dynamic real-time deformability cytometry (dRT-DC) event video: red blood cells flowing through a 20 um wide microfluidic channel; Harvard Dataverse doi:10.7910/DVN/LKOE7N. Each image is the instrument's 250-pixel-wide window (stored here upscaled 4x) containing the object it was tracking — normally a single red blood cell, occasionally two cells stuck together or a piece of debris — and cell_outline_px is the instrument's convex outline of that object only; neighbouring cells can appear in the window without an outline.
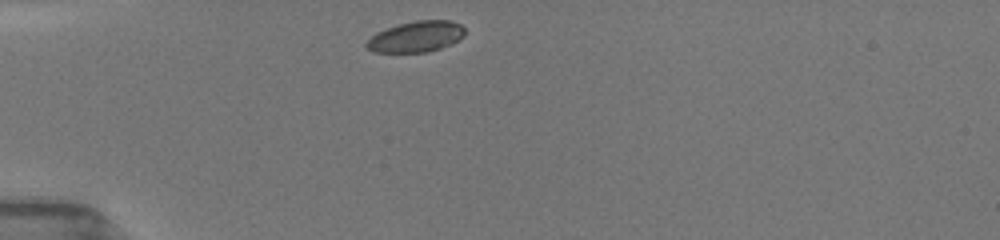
{"species": "common noctule bat (a hibernating species)", "species_latin": "Nyctalus noctula", "temperature_condition": "room temperature", "stored_images_in_passage": 22, "camera_frame_rate_fps": 3000, "um_per_image_px": 0.085, "animal": {"sex": "female", "body_mass_g": 19.5, "forearm_length_mm": 54.1}, "frame": {"image": 1, "passage_image": 1, "time_ms": 0.0, "image_size_px": [1000, 240], "cell_outline_px": [[464, 36], [452, 44], [428, 52], [372, 52], [364, 44], [376, 32], [400, 24], [416, 20], [452, 20], [460, 24], [464, 28]], "centroid_in_image_um": [35.39, 3.11], "position_along_channel_um": 49.6, "area_um2": 17.69}}
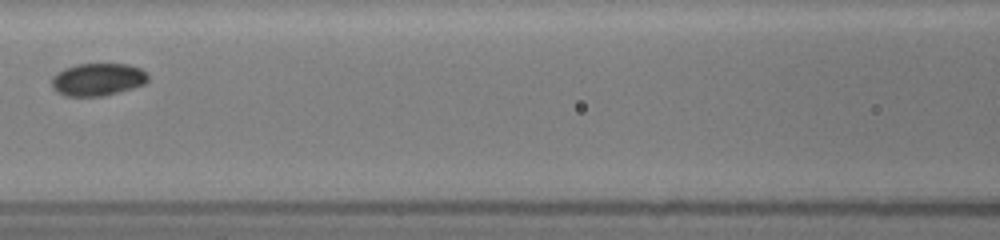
{"frame": {"image": 2, "passage_image": 9, "time_ms": 3.333, "image_size_px": [1000, 240], "cell_outline_px": [[148, 80], [144, 84], [120, 92], [104, 96], [64, 96], [56, 92], [52, 88], [52, 76], [56, 72], [64, 68], [76, 64], [128, 64], [140, 68], [148, 76]], "centroid_in_image_um": [8.27, 6.76], "position_along_channel_um": 158.3, "area_um2": 18.44}}
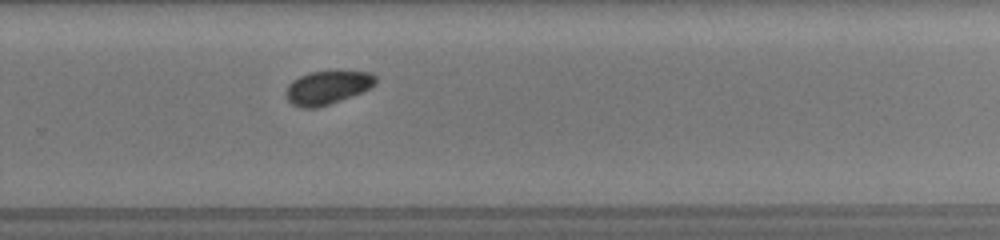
{"frame": {"image": 3, "passage_image": 19, "time_ms": 7.0, "image_size_px": [1000, 240], "cell_outline_px": [[376, 84], [352, 96], [316, 108], [300, 108], [292, 104], [288, 100], [284, 92], [288, 84], [292, 80], [308, 72], [372, 72], [376, 76]], "centroid_in_image_um": [27.78, 7.45], "position_along_channel_um": 302.0, "area_um2": 17.34}}